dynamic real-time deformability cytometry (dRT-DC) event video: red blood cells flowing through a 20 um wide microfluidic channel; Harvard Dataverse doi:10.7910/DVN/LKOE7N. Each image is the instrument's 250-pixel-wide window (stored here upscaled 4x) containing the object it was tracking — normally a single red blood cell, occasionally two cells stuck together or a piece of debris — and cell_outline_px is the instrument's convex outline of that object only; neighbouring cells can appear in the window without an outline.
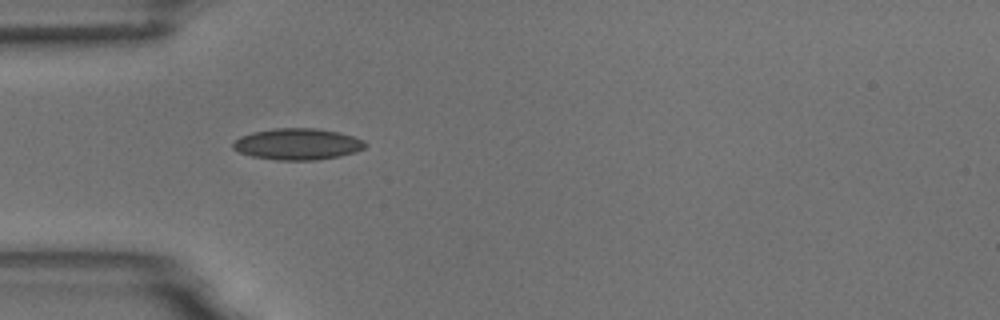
{"species": "common noctule bat (a hibernating species)", "species_latin": "Nyctalus noctula", "temperature_condition": "room temperature", "stored_images_in_passage": 2, "camera_frame_rate_fps": 3000, "um_per_image_px": 0.085, "animal": {"sex": "male", "body_mass_g": 18.8}, "frame": {"image": 1, "passage_image": 1, "time_ms": 0.0, "image_size_px": [1000, 320], "cell_outline_px": [[368, 144], [364, 148], [356, 152], [340, 156], [316, 160], [276, 160], [252, 156], [240, 152], [232, 148], [232, 144], [240, 136], [252, 132], [276, 128], [316, 128], [340, 132], [364, 140]], "centroid_in_image_um": [25.31, 12.24], "position_along_channel_um": 59.7, "area_um2": 24.28}}